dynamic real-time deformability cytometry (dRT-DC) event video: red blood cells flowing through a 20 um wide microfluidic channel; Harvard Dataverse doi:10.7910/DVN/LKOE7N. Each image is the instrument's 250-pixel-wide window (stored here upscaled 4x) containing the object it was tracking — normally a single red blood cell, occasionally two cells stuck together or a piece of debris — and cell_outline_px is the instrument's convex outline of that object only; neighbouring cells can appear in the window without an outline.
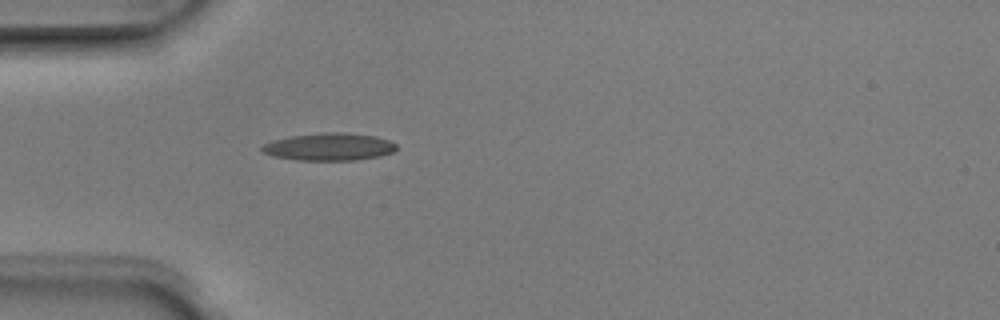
{"species": "Egyptian fruit bat (a non-hibernating species)", "species_latin": "Rousettus aegyptiacus", "temperature_condition": "room temperature", "stored_images_in_passage": 3, "camera_frame_rate_fps": 3000, "um_per_image_px": 0.085, "animal": {"sex": "male"}, "frame": {"image": 1, "passage_image": 3, "time_ms": 0.667, "image_size_px": [1000, 320], "cell_outline_px": [[396, 148], [392, 152], [380, 156], [356, 160], [296, 160], [276, 156], [260, 152], [260, 148], [264, 144], [272, 140], [288, 136], [320, 132], [344, 132], [376, 136], [388, 140], [396, 144]], "centroid_in_image_um": [27.95, 12.47], "position_along_channel_um": 57.1, "area_um2": 21.68}}